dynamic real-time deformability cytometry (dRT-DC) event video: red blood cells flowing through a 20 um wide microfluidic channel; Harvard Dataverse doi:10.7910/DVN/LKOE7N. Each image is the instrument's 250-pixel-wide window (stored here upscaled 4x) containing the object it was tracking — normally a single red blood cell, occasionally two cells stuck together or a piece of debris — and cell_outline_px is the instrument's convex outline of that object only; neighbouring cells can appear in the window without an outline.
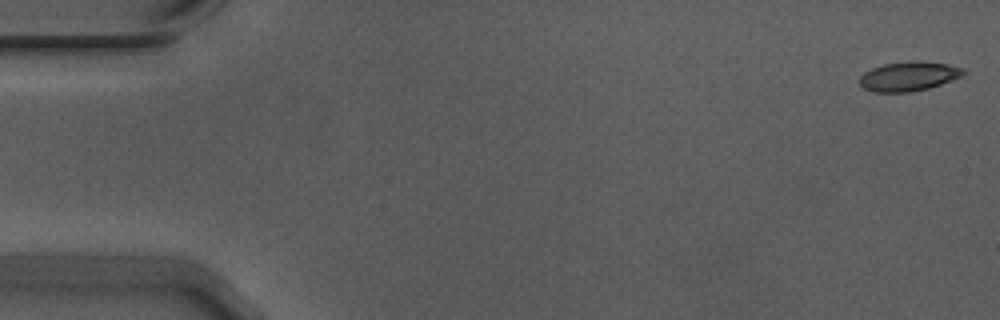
{"species": "Egyptian fruit bat (a non-hibernating species)", "species_latin": "Rousettus aegyptiacus", "temperature_condition": "warm", "stored_images_in_passage": 12, "camera_frame_rate_fps": 3000, "um_per_image_px": 0.085, "animal": {"sex": "male"}, "frame": {"image": 1, "passage_image": 1, "time_ms": 0.0, "image_size_px": [1000, 320], "cell_outline_px": [[964, 72], [960, 76], [952, 80], [928, 88], [912, 92], [876, 92], [864, 88], [860, 84], [860, 76], [864, 72], [872, 68], [884, 64], [916, 60], [920, 60], [948, 64], [964, 68]], "centroid_in_image_um": [77.23, 6.47], "position_along_channel_um": 7.8, "area_um2": 17.69}}